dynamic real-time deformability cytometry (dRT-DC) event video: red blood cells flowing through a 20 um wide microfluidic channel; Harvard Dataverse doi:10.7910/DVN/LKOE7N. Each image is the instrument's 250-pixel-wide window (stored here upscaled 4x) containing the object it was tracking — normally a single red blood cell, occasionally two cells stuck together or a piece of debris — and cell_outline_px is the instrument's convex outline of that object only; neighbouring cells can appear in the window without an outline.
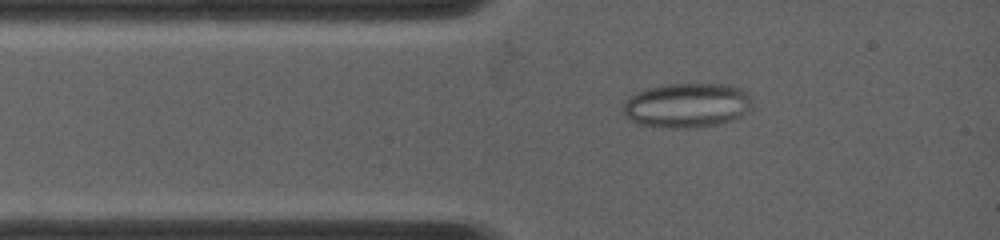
{"species": "common noctule bat (a hibernating species)", "species_latin": "Nyctalus noctula", "temperature_condition": "warm", "stored_images_in_passage": 6, "camera_frame_rate_fps": 5000, "um_per_image_px": 0.085, "animal": {"sex": "female", "body_mass_g": 19.0, "forearm_length_mm": 53.3}, "frame": {"image": 1, "passage_image": 5, "time_ms": 0.8, "image_size_px": [1000, 240], "cell_outline_px": [[752, 104], [740, 116], [732, 120], [716, 124], [692, 128], [660, 128], [636, 124], [624, 116], [624, 104], [636, 92], [648, 88], [668, 84], [728, 84], [740, 88], [748, 96]], "centroid_in_image_um": [58.34, 8.97], "position_along_channel_um": 26.7, "area_um2": 33.35}}